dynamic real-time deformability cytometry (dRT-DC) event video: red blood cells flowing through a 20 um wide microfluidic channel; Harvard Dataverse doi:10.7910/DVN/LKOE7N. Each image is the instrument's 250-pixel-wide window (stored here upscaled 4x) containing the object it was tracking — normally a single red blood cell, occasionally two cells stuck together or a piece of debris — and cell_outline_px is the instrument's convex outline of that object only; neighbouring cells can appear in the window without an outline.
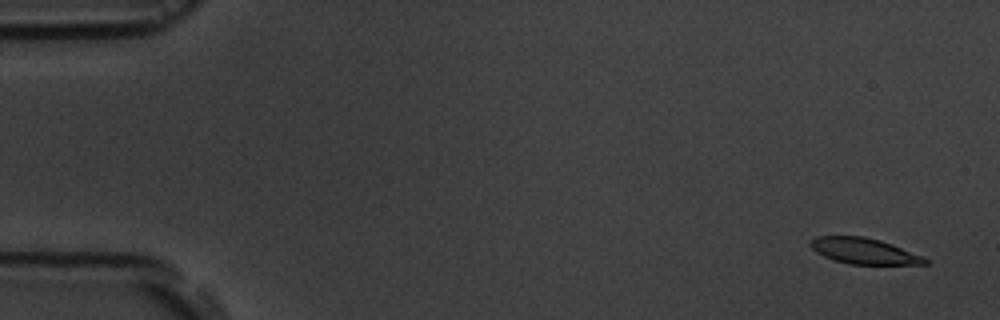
{"species": "common noctule bat (a hibernating species)", "species_latin": "Nyctalus noctula", "temperature_condition": "room temperature", "stored_images_in_passage": 6, "segment_of_instrument_passage": [1, 2], "camera_frame_rate_fps": 3000, "um_per_image_px": 0.085, "animal": {"sex": "male", "body_mass_g": 19.5, "forearm_length_mm": 54.6}, "frame": {"image": 1, "passage_image": 1, "time_ms": 0.0, "image_size_px": [1000, 320], "cell_outline_px": [[928, 264], [848, 264], [832, 260], [816, 252], [808, 244], [816, 236], [864, 236], [880, 240], [892, 244], [920, 256], [928, 260]], "centroid_in_image_um": [73.37, 21.33], "position_along_channel_um": 11.6, "area_um2": 17.11}}
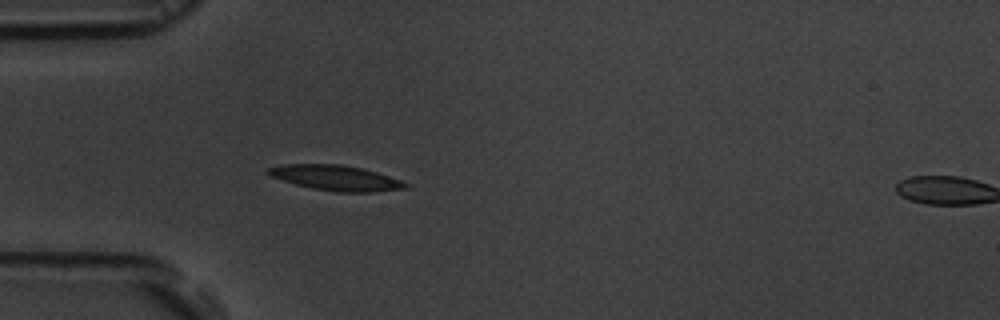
{"frame": {"image": 2, "passage_image": 5, "time_ms": 4.667, "image_size_px": [1000, 320], "cell_outline_px": [[412, 184], [408, 188], [372, 192], [336, 192], [312, 188], [296, 184], [272, 176], [264, 172], [268, 168], [284, 164], [340, 164], [360, 168], [376, 172]], "centroid_in_image_um": [28.58, 15.12], "position_along_channel_um": 56.4, "area_um2": 20.06}}